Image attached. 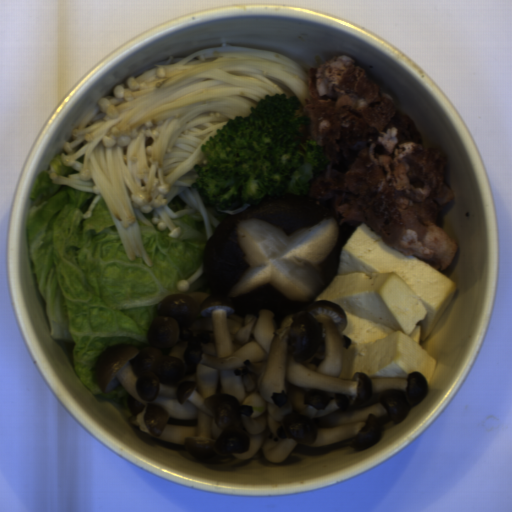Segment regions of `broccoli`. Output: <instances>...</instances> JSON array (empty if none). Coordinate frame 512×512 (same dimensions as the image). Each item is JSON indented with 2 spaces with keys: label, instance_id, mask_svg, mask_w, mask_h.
Returning <instances> with one entry per match:
<instances>
[{
  "label": "broccoli",
  "instance_id": "1706d50b",
  "mask_svg": "<svg viewBox=\"0 0 512 512\" xmlns=\"http://www.w3.org/2000/svg\"><path fill=\"white\" fill-rule=\"evenodd\" d=\"M302 104L287 93L262 95L247 115H237L200 145L191 189L205 206L232 211L280 193L308 197L329 160L317 141L304 137L310 118L298 115Z\"/></svg>",
  "mask_w": 512,
  "mask_h": 512
}]
</instances>
